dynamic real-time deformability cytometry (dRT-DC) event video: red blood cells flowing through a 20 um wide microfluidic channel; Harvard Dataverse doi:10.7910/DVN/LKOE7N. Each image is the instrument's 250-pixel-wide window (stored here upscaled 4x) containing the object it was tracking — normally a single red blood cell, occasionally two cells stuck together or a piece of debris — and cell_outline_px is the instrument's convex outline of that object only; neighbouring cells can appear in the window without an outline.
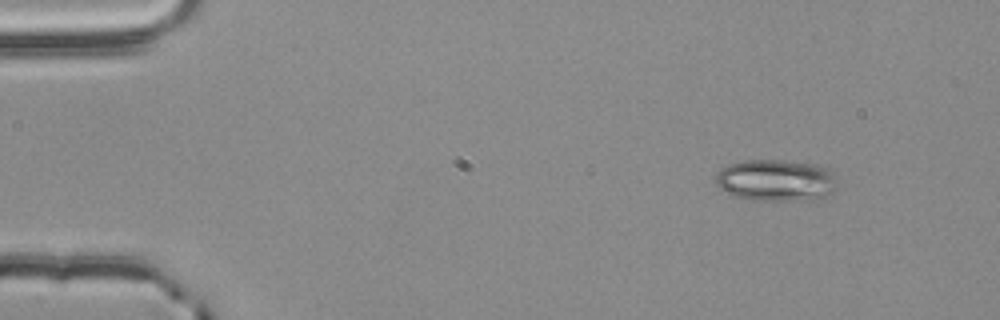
{"species": "common noctule bat (a hibernating species)", "species_latin": "Nyctalus noctula", "temperature_condition": "room temperature", "stored_images_in_passage": 3, "camera_frame_rate_fps": 3000, "um_per_image_px": 0.085, "animal": {"sex": "male", "body_mass_g": 20.4}, "frame": {"image": 1, "passage_image": 1, "time_ms": 0.0, "image_size_px": [1000, 320], "cell_outline_px": [[836, 188], [832, 192], [824, 196], [792, 200], [752, 200], [732, 196], [720, 192], [716, 184], [716, 172], [720, 168], [728, 164], [744, 160], [780, 160], [816, 164], [828, 168], [836, 172]], "centroid_in_image_um": [65.9, 15.31], "position_along_channel_um": 19.1, "area_um2": 29.94}}